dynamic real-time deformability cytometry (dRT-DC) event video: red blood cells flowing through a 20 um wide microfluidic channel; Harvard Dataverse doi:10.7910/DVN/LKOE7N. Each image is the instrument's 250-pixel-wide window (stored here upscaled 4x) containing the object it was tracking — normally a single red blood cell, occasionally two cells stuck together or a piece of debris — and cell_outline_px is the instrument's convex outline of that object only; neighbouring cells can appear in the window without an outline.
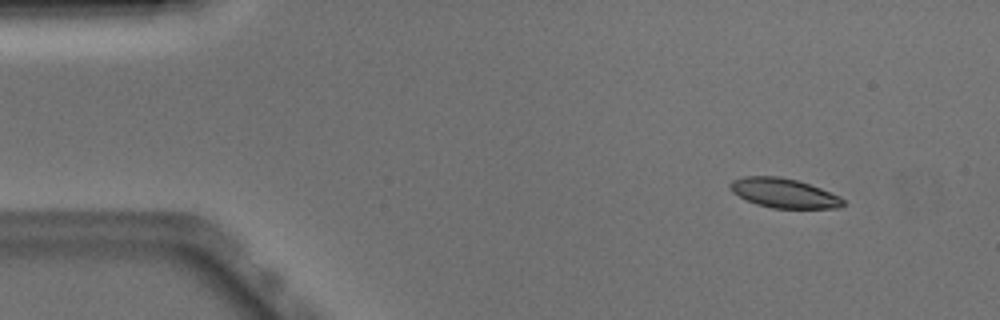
{"species": "Egyptian fruit bat (a non-hibernating species)", "species_latin": "Rousettus aegyptiacus", "temperature_condition": "warm", "stored_images_in_passage": 51, "camera_frame_rate_fps": 3000, "um_per_image_px": 0.085, "animal": {"sex": "male"}, "frame": {"image": 1, "passage_image": 5, "time_ms": 1.333, "image_size_px": [1000, 320], "cell_outline_px": [[844, 204], [840, 208], [772, 208], [756, 204], [732, 192], [728, 188], [728, 184], [732, 180], [744, 176], [780, 176], [796, 180], [820, 188], [840, 196], [844, 200]], "centroid_in_image_um": [66.61, 16.41], "position_along_channel_um": 18.4, "area_um2": 19.36}}
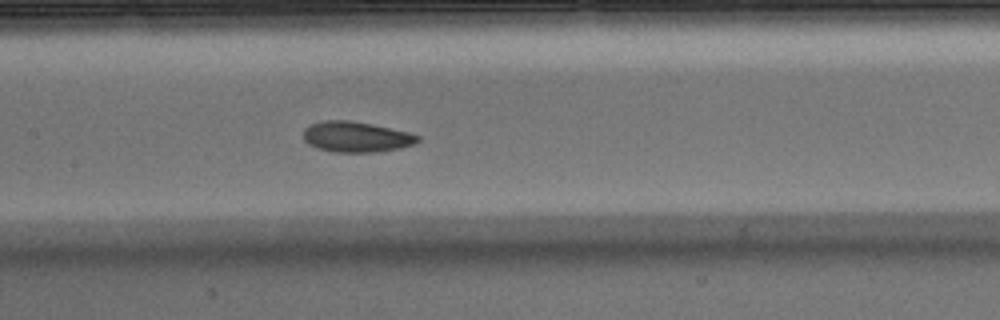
{"frame": {"image": 2, "passage_image": 24, "time_ms": 7.667, "image_size_px": [1000, 320], "cell_outline_px": [[420, 140], [412, 144], [400, 148], [372, 152], [332, 152], [316, 148], [308, 144], [304, 140], [304, 128], [308, 124], [324, 120], [352, 120], [372, 124], [408, 132], [420, 136]], "centroid_in_image_um": [30.23, 11.62], "position_along_channel_um": 177.2, "area_um2": 20.46}}
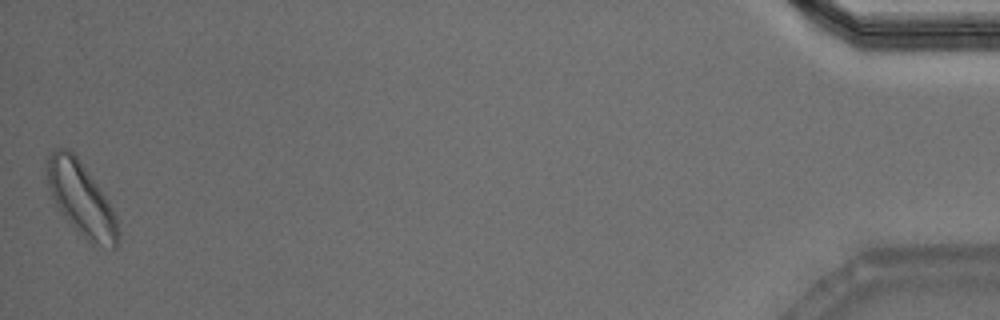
{"frame": {"image": 3, "passage_image": 51, "time_ms": 16.667, "image_size_px": [1000, 320], "cell_outline_px": [[120, 240], [116, 248], [112, 248], [88, 240], [60, 212], [48, 188], [44, 160], [56, 148], [68, 148], [76, 156], [100, 188], [108, 200], [116, 216], [120, 232]], "centroid_in_image_um": [6.89, 16.87], "position_along_channel_um": 428.3, "area_um2": 30.11}, "authors_computed_cell_mechanics": {"area_um2": 20.23, "velocity_mm_per_s": 3.8647, "shape_relaxation_time_tau1_ms": 3.3789, "shape_relaxation_time_tau2_ms": 10.0338, "deformation_change_tau1": 0.1256, "deformation_change_tau2": 0.1634}}